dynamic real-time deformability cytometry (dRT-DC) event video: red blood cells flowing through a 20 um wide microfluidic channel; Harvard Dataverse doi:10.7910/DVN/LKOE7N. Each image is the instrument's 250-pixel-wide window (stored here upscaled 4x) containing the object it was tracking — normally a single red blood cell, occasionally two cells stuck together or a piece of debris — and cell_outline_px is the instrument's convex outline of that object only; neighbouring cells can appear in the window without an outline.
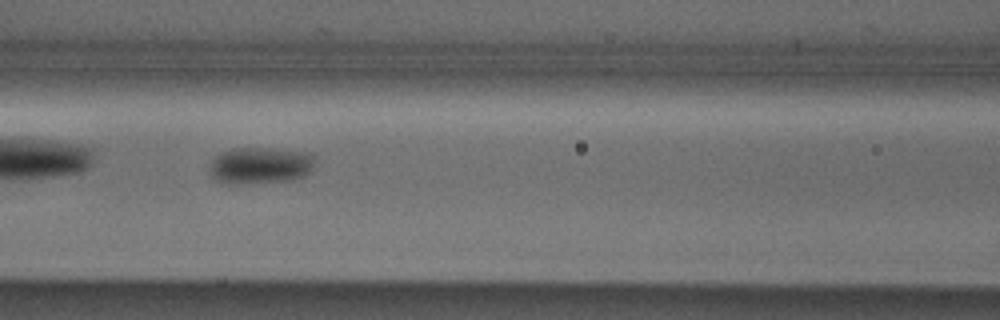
{"species": "Egyptian fruit bat (a non-hibernating species)", "species_latin": "Rousettus aegyptiacus", "temperature_condition": "cold", "stored_images_in_passage": 33, "camera_frame_rate_fps": 3000, "um_per_image_px": 0.085, "animal": {"sex": "male"}, "frame": {"image": 1, "passage_image": 8, "time_ms": 2.333, "image_size_px": [1000, 320], "cell_outline_px": [[312, 168], [304, 176], [292, 180], [228, 184], [216, 180], [212, 176], [212, 160], [216, 156], [232, 148], [268, 148], [304, 152], [312, 156]], "centroid_in_image_um": [22.1, 14.06], "position_along_channel_um": 144.5, "area_um2": 21.91}}
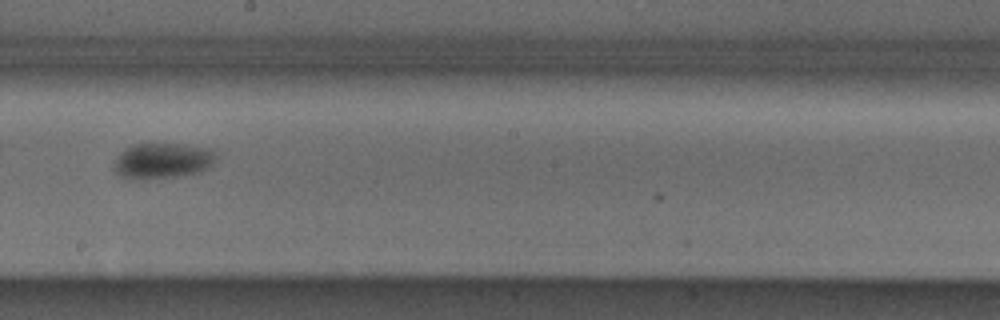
{"frame": {"image": 2, "passage_image": 15, "time_ms": 4.667, "image_size_px": [1000, 320], "cell_outline_px": [[216, 156], [204, 168], [192, 172], [172, 176], [144, 180], [128, 180], [116, 172], [116, 160], [132, 144], [180, 144], [208, 148], [216, 152]], "centroid_in_image_um": [13.76, 13.66], "position_along_channel_um": 234.4, "area_um2": 20.29}}
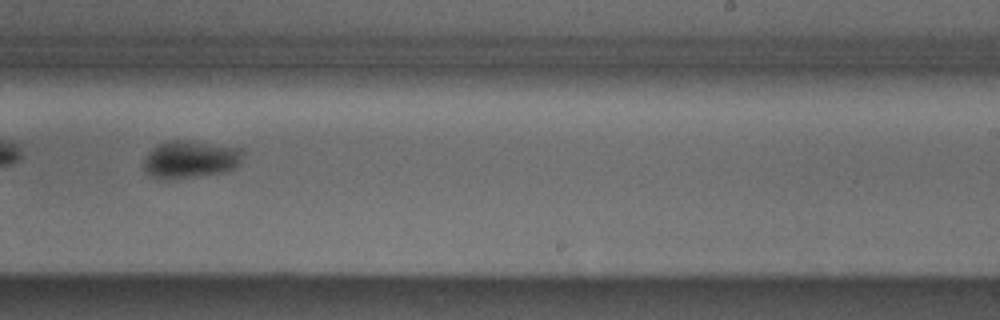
{"frame": {"image": 3, "passage_image": 18, "time_ms": 5.667, "image_size_px": [1000, 320], "cell_outline_px": [[240, 164], [236, 168], [220, 172], [184, 176], [152, 176], [144, 168], [144, 160], [152, 148], [168, 140], [180, 140], [240, 148]], "centroid_in_image_um": [16.18, 13.5], "position_along_channel_um": 272.8, "area_um2": 20.23}, "authors_computed_cell_mechanics": {"area_um2": 20.4034, "velocity_mm_per_s": 3.8638, "shape_relaxation_time_tau1_ms": 1.4304, "shape_relaxation_time_tau2_ms": null, "deformation_change_tau1": 0.0404, "deformation_change_tau2": null}}